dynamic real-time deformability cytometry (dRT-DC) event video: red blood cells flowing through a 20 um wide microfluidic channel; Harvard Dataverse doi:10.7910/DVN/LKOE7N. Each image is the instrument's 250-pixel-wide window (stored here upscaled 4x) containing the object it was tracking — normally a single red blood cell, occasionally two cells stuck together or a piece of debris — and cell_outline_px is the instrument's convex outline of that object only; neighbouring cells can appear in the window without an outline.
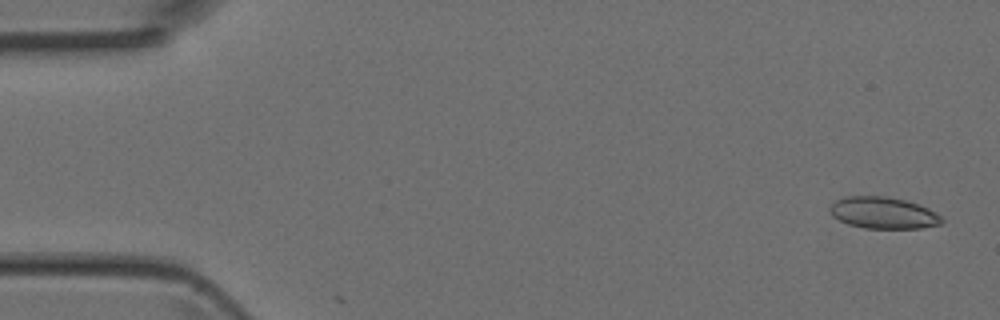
{"species": "Egyptian fruit bat (a non-hibernating species)", "species_latin": "Rousettus aegyptiacus", "temperature_condition": "room temperature", "stored_images_in_passage": 4, "camera_frame_rate_fps": 3000, "um_per_image_px": 0.085, "animal": {"sex": "female"}, "frame": {"image": 1, "passage_image": 1, "time_ms": 0.0, "image_size_px": [1000, 320], "cell_outline_px": [[944, 220], [940, 224], [920, 228], [864, 228], [848, 224], [832, 216], [828, 208], [836, 200], [844, 196], [888, 196], [904, 200], [928, 208], [940, 216]], "centroid_in_image_um": [75.04, 18.09], "position_along_channel_um": 10.0, "area_um2": 20.52}}
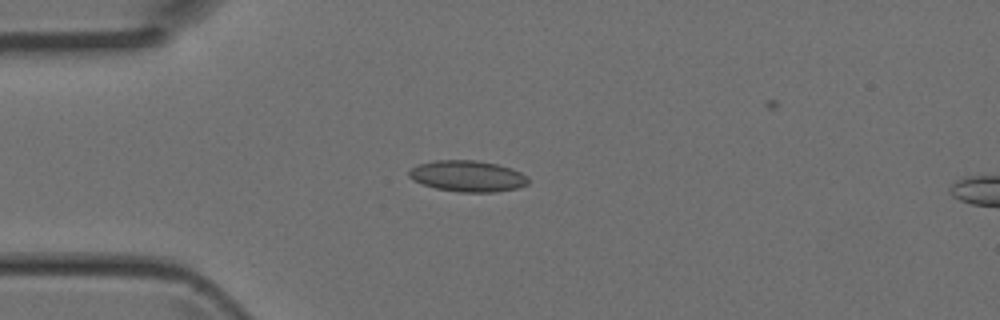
{"frame": {"image": 2, "passage_image": 4, "time_ms": 1.0, "image_size_px": [1000, 320], "cell_outline_px": [[528, 184], [516, 188], [496, 192], [460, 192], [436, 188], [412, 180], [408, 176], [408, 168], [416, 164], [432, 160], [476, 160], [496, 164], [512, 168], [528, 176]], "centroid_in_image_um": [39.7, 14.96], "position_along_channel_um": 45.3, "area_um2": 21.85}}